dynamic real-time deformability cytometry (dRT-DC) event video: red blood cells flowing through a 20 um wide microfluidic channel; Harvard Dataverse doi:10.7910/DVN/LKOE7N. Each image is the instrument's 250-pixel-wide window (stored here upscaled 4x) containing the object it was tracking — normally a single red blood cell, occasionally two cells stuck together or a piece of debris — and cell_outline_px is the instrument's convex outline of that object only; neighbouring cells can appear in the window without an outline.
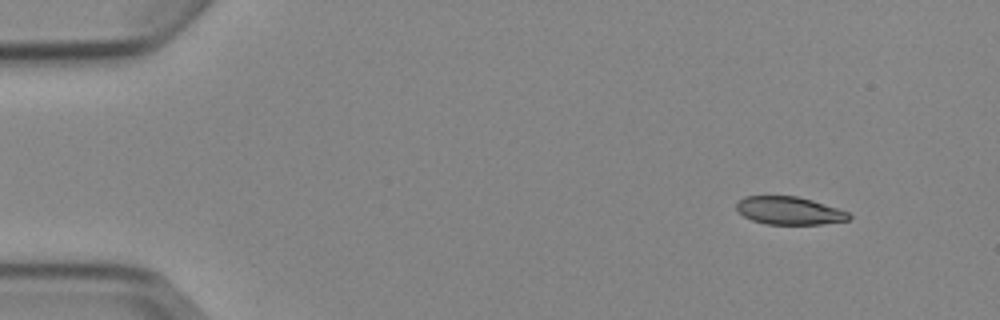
{"species": "Egyptian fruit bat (a non-hibernating species)", "species_latin": "Rousettus aegyptiacus", "temperature_condition": "cold", "stored_images_in_passage": 5, "camera_frame_rate_fps": 3000, "um_per_image_px": 0.085, "animal": {"sex": "female"}, "frame": {"image": 1, "passage_image": 1, "time_ms": 0.0, "image_size_px": [1000, 320], "cell_outline_px": [[852, 216], [848, 220], [820, 224], [764, 224], [752, 220], [744, 216], [736, 208], [736, 200], [744, 196], [796, 196], [812, 200], [848, 212]], "centroid_in_image_um": [67.04, 17.9], "position_along_channel_um": 18.0, "area_um2": 18.21}}
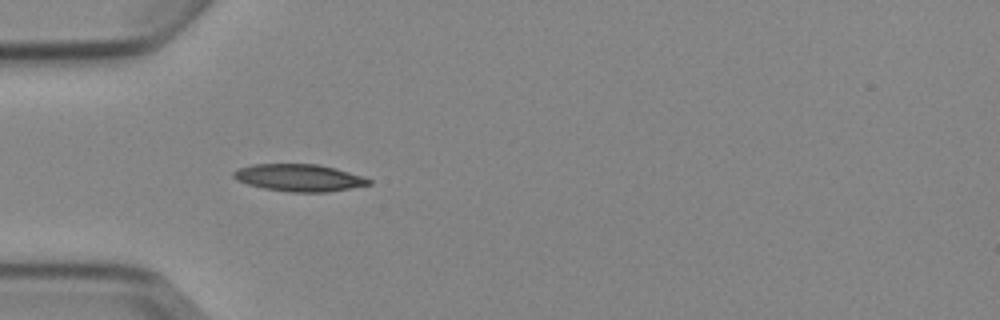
{"frame": {"image": 2, "passage_image": 4, "time_ms": 3.667, "image_size_px": [1000, 320], "cell_outline_px": [[372, 184], [328, 192], [292, 192], [264, 188], [248, 184], [236, 180], [232, 176], [232, 172], [240, 168], [252, 164], [320, 164], [336, 168], [364, 176], [372, 180]], "centroid_in_image_um": [25.45, 15.1], "position_along_channel_um": 59.5, "area_um2": 21.5}}
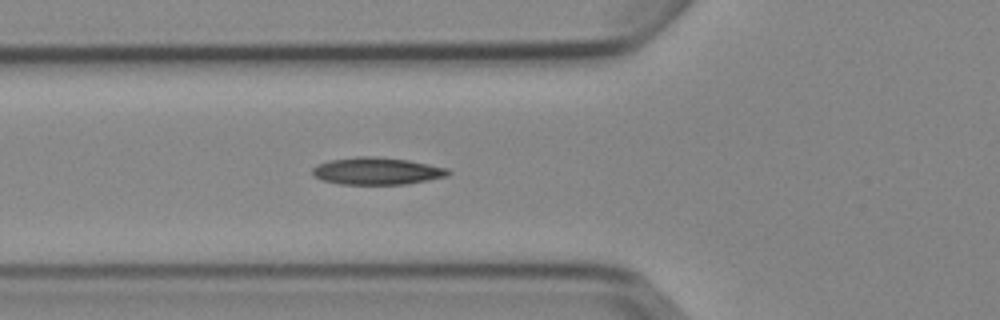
{"frame": {"image": 3, "passage_image": 5, "time_ms": 4.667, "image_size_px": [1000, 320], "cell_outline_px": [[452, 172], [448, 176], [428, 180], [404, 184], [340, 184], [320, 180], [312, 176], [312, 168], [316, 164], [328, 160], [356, 156], [376, 156], [408, 160], [448, 168]], "centroid_in_image_um": [31.99, 14.53], "position_along_channel_um": 93.8, "area_um2": 21.79}}